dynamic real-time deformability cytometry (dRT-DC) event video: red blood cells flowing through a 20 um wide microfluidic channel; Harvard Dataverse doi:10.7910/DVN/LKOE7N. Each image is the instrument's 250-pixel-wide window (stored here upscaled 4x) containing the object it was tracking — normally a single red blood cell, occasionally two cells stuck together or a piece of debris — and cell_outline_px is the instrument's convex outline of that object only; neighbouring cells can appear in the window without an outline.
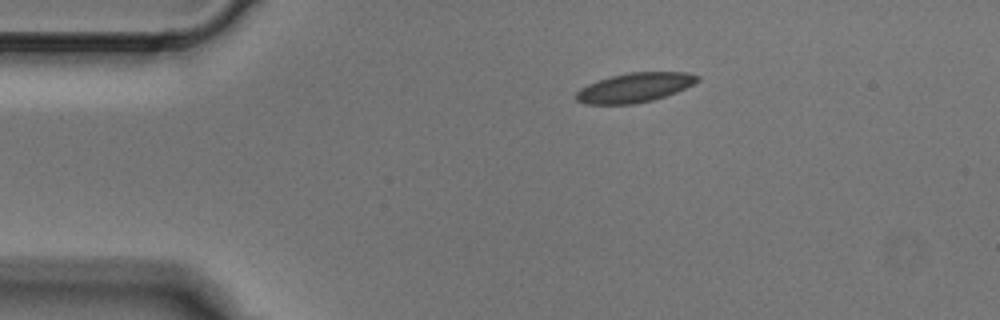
{"species": "Egyptian fruit bat (a non-hibernating species)", "species_latin": "Rousettus aegyptiacus", "temperature_condition": "cold", "stored_images_in_passage": 2, "camera_frame_rate_fps": 3000, "um_per_image_px": 0.085, "animal": {"sex": "male"}, "frame": {"image": 1, "passage_image": 1, "time_ms": 0.0, "image_size_px": [1000, 320], "cell_outline_px": [[700, 80], [676, 92], [652, 100], [632, 104], [584, 104], [576, 100], [572, 96], [580, 88], [588, 84], [612, 76], [628, 72], [688, 72], [700, 76]], "centroid_in_image_um": [53.92, 7.44], "position_along_channel_um": 31.1, "area_um2": 20.75}}